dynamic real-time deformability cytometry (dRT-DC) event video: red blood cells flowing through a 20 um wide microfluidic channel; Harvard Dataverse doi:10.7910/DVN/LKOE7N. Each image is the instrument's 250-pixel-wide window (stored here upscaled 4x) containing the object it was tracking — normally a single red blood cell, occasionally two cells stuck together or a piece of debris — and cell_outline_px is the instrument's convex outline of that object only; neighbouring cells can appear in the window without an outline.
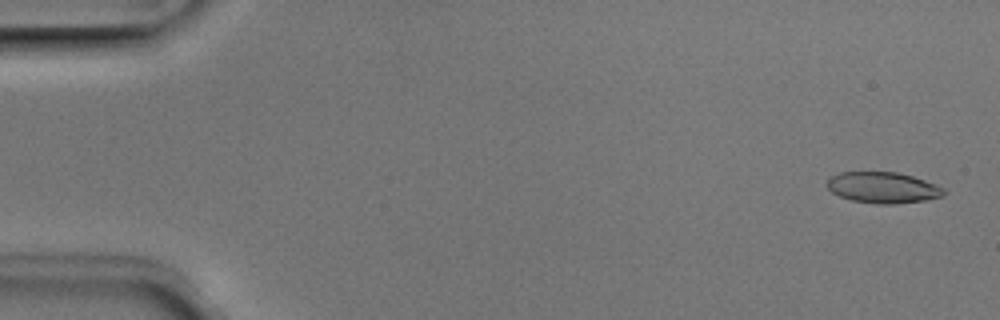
{"species": "Egyptian fruit bat (a non-hibernating species)", "species_latin": "Rousettus aegyptiacus", "temperature_condition": "room temperature", "stored_images_in_passage": 7, "camera_frame_rate_fps": 3000, "um_per_image_px": 0.085, "animal": {"sex": "male"}, "frame": {"image": 1, "passage_image": 1, "time_ms": 0.0, "image_size_px": [1000, 320], "cell_outline_px": [[948, 192], [944, 196], [924, 200], [896, 204], [876, 204], [852, 200], [840, 196], [832, 192], [824, 184], [832, 176], [840, 172], [896, 172], [912, 176], [936, 184], [944, 188]], "centroid_in_image_um": [75.07, 15.95], "position_along_channel_um": 9.9, "area_um2": 21.21}}
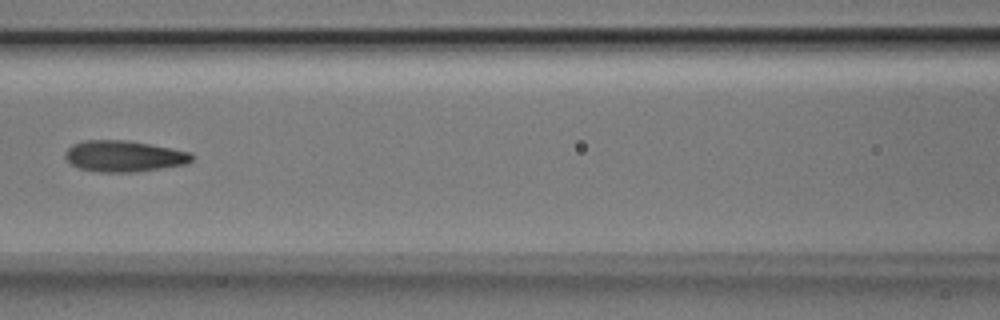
{"frame": {"image": 2, "passage_image": 7, "time_ms": 2.0, "image_size_px": [1000, 320], "cell_outline_px": [[192, 160], [188, 164], [136, 172], [100, 172], [80, 168], [72, 164], [64, 156], [64, 152], [72, 144], [84, 140], [124, 140], [148, 144], [188, 152], [192, 156]], "centroid_in_image_um": [10.5, 13.28], "position_along_channel_um": 156.1, "area_um2": 22.77}}